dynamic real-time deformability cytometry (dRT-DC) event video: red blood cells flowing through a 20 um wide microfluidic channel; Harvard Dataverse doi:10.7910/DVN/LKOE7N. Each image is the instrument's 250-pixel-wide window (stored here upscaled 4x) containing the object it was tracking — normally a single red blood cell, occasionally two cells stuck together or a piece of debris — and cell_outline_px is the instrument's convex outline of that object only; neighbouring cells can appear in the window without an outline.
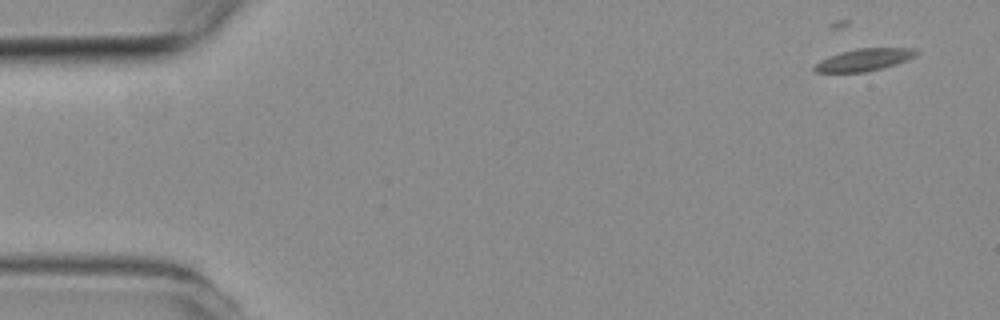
{"species": "common noctule bat (a hibernating species)", "species_latin": "Nyctalus noctula", "temperature_condition": "room temperature", "stored_images_in_passage": 4, "camera_frame_rate_fps": 3000, "um_per_image_px": 0.085, "animal": {"sex": "female", "body_mass_g": 19.3, "forearm_length_mm": 54.1}, "frame": {"image": 1, "passage_image": 1, "time_ms": 0.0, "image_size_px": [1000, 320], "cell_outline_px": [[920, 52], [916, 56], [896, 64], [884, 68], [868, 72], [816, 72], [812, 68], [820, 60], [828, 56], [860, 48], [916, 48]], "centroid_in_image_um": [73.49, 5.08], "position_along_channel_um": 11.5, "area_um2": 13.18}}